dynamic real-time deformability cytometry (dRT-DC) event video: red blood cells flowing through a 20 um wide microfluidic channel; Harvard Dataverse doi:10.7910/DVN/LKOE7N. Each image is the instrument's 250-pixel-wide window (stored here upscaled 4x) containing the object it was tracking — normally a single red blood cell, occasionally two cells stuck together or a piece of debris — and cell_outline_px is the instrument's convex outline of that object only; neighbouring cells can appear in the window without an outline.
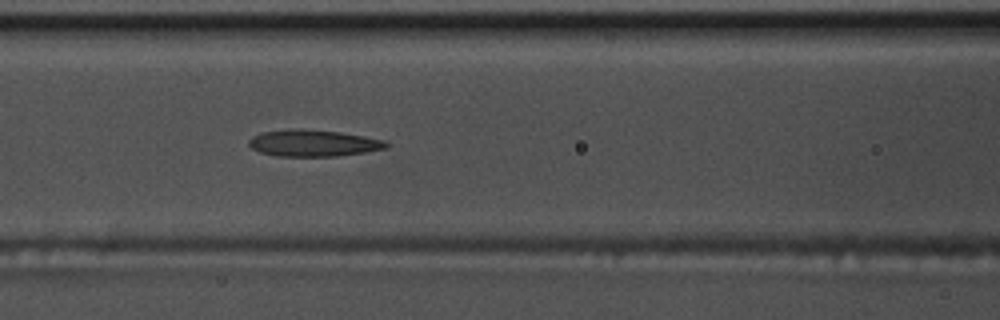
{"species": "common noctule bat (a hibernating species)", "species_latin": "Nyctalus noctula", "temperature_condition": "warm", "stored_images_in_passage": 45, "camera_frame_rate_fps": 3000, "um_per_image_px": 0.085, "animal": {"sex": "male", "body_mass_g": 17.5, "forearm_length_mm": 52.3}, "frame": {"image": 1, "passage_image": 14, "time_ms": 4.333, "image_size_px": [1000, 320], "cell_outline_px": [[392, 144], [388, 148], [364, 152], [336, 156], [276, 156], [260, 152], [252, 148], [248, 144], [248, 140], [252, 136], [260, 132], [292, 128], [340, 132], [364, 136], [384, 140]], "centroid_in_image_um": [26.63, 12.16], "position_along_channel_um": 140.0, "area_um2": 21.44}}
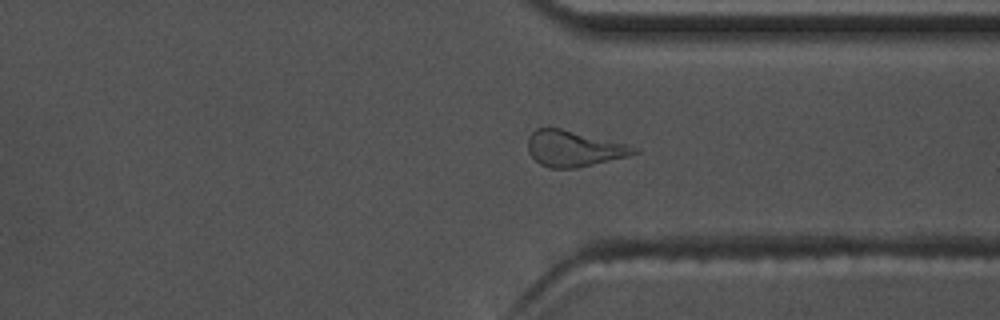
{"frame": {"image": 2, "passage_image": 32, "time_ms": 10.333, "image_size_px": [1000, 320], "cell_outline_px": [[640, 152], [628, 156], [576, 168], [552, 168], [540, 164], [528, 152], [528, 136], [536, 128], [560, 128], [628, 144], [640, 148]], "centroid_in_image_um": [48.8, 12.62], "position_along_channel_um": 362.6, "area_um2": 22.14}}
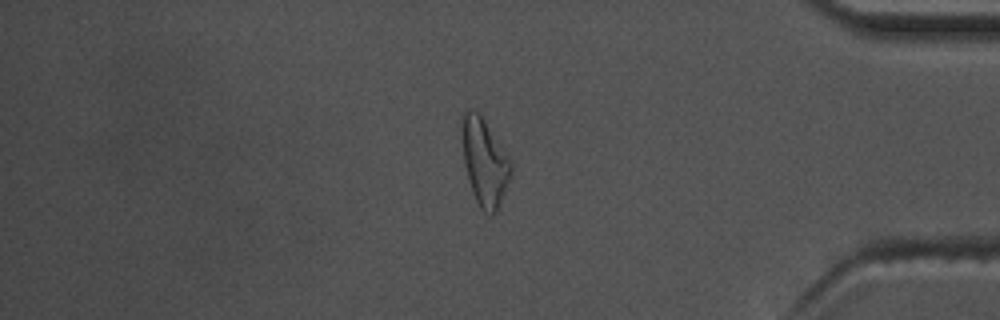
{"frame": {"image": 3, "passage_image": 37, "time_ms": 12.0, "image_size_px": [1000, 320], "cell_outline_px": [[512, 176], [496, 212], [492, 216], [484, 212], [480, 208], [472, 192], [464, 160], [464, 112], [468, 108], [480, 112], [508, 152], [512, 160]], "centroid_in_image_um": [41.27, 13.79], "position_along_channel_um": 393.9, "area_um2": 24.85}}